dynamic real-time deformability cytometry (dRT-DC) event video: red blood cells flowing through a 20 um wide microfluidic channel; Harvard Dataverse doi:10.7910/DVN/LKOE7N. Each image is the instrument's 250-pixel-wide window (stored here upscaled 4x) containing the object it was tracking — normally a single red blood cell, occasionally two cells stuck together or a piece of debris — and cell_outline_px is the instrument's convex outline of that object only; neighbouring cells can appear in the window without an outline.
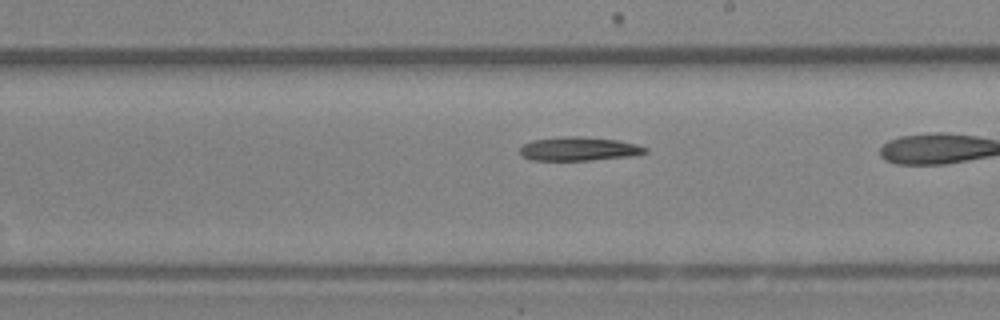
{"species": "Egyptian fruit bat (a non-hibernating species)", "species_latin": "Rousettus aegyptiacus", "temperature_condition": "room temperature", "stored_images_in_passage": 29, "camera_frame_rate_fps": 3000, "um_per_image_px": 0.085, "animal": {"sex": "female"}, "frame": {"image": 1, "passage_image": 21, "time_ms": 6.667, "image_size_px": [1000, 320], "cell_outline_px": [[648, 152], [632, 156], [592, 160], [532, 160], [524, 156], [520, 152], [520, 148], [524, 144], [532, 140], [564, 136], [576, 136], [616, 140], [636, 144], [648, 148]], "centroid_in_image_um": [49.22, 12.65], "position_along_channel_um": 239.8, "area_um2": 17.22}}